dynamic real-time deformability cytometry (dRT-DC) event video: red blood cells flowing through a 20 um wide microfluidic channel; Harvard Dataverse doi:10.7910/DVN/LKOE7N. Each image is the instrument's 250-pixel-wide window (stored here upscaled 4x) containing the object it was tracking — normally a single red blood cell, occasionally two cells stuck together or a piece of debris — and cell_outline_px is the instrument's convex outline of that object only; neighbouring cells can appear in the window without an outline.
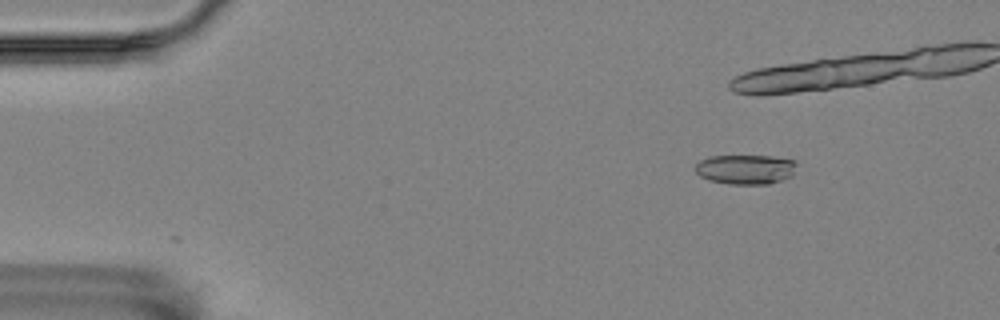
{"species": "Egyptian fruit bat (a non-hibernating species)", "species_latin": "Rousettus aegyptiacus", "temperature_condition": "room temperature", "stored_images_in_passage": 40, "camera_frame_rate_fps": 3000, "um_per_image_px": 0.085, "animal": {"sex": "female"}, "frame": {"image": 1, "passage_image": 1, "time_ms": 0.0, "image_size_px": [1000, 320], "cell_outline_px": [[796, 164], [792, 176], [768, 184], [728, 184], [708, 180], [700, 176], [692, 168], [700, 160], [712, 156], [772, 156], [796, 160]], "centroid_in_image_um": [63.35, 14.39], "position_along_channel_um": 21.7, "area_um2": 17.63}}